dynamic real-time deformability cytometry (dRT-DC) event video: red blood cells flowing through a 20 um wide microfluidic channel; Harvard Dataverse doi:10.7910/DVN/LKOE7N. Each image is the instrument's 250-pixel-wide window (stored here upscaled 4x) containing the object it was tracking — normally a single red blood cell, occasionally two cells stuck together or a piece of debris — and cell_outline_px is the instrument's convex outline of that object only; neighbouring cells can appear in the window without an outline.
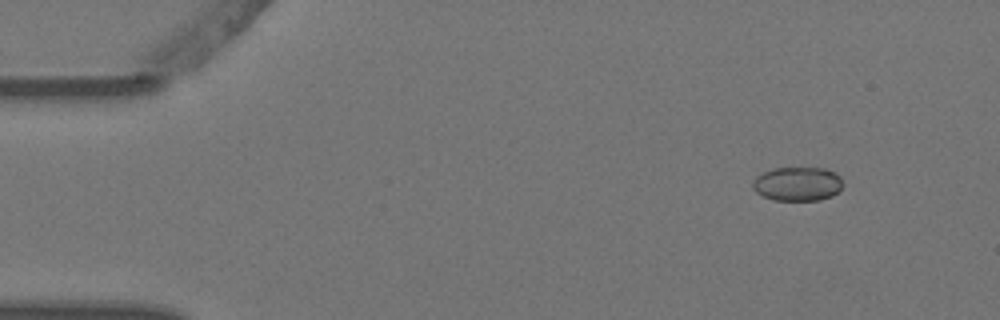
{"species": "Egyptian fruit bat (a non-hibernating species)", "species_latin": "Rousettus aegyptiacus", "temperature_condition": "warm", "stored_images_in_passage": 5, "camera_frame_rate_fps": 3000, "um_per_image_px": 0.085, "animal": {"sex": "female"}, "frame": {"image": 1, "passage_image": 1, "time_ms": 0.0, "image_size_px": [1000, 320], "cell_outline_px": [[844, 184], [832, 196], [820, 200], [772, 200], [756, 192], [752, 188], [752, 180], [756, 176], [772, 168], [824, 168], [836, 172], [840, 176]], "centroid_in_image_um": [67.78, 15.62], "position_along_channel_um": 17.2, "area_um2": 18.03}}
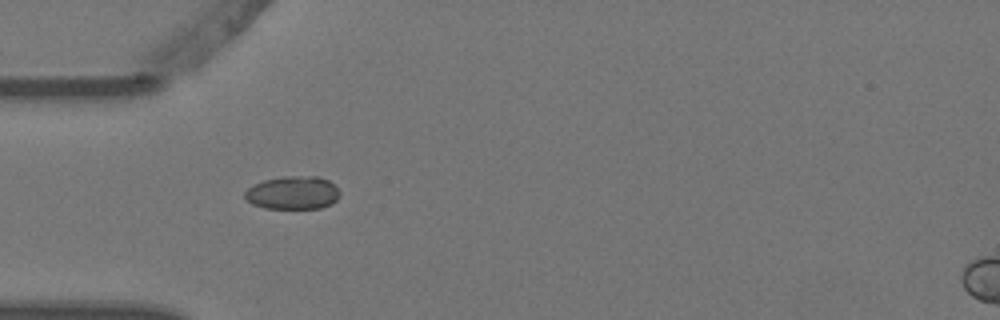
{"frame": {"image": 2, "passage_image": 4, "time_ms": 1.0, "image_size_px": [1000, 320], "cell_outline_px": [[340, 196], [332, 204], [320, 208], [264, 208], [252, 204], [244, 196], [244, 192], [248, 188], [264, 180], [284, 176], [316, 176], [328, 180], [340, 192]], "centroid_in_image_um": [24.9, 16.39], "position_along_channel_um": 60.1, "area_um2": 18.26}}
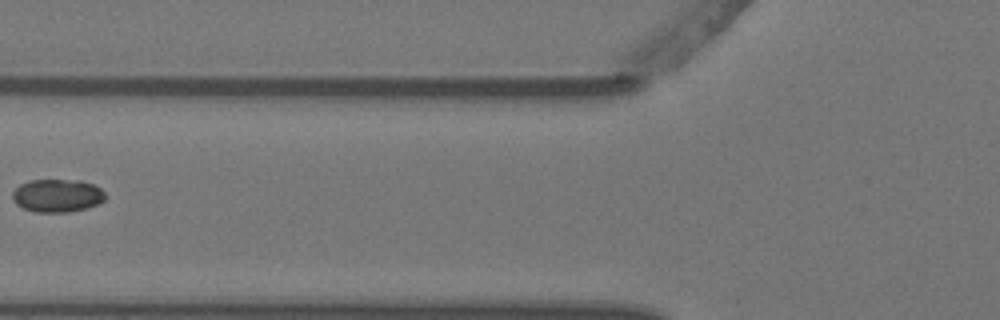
{"frame": {"image": 3, "passage_image": 5, "time_ms": 1.333, "image_size_px": [1000, 320], "cell_outline_px": [[104, 200], [88, 208], [68, 212], [36, 212], [24, 208], [16, 204], [12, 200], [12, 192], [20, 184], [32, 180], [80, 180], [92, 184], [100, 188], [104, 192]], "centroid_in_image_um": [4.85, 16.63], "position_along_channel_um": 121.0, "area_um2": 17.8}}